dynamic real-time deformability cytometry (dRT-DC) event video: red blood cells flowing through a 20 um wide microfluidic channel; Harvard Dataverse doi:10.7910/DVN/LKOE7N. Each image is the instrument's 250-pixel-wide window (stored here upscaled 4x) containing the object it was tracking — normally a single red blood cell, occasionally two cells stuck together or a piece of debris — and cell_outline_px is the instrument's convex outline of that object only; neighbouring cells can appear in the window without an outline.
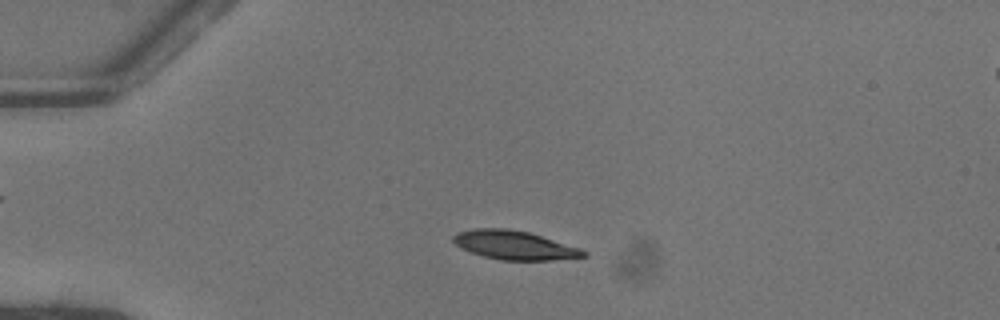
{"species": "common noctule bat (a hibernating species)", "species_latin": "Nyctalus noctula", "temperature_condition": "warm", "stored_images_in_passage": 51, "camera_frame_rate_fps": 3000, "um_per_image_px": 0.085, "animal": {"sex": "female"}, "frame": {"image": 1, "passage_image": 13, "time_ms": 4.0, "image_size_px": [1000, 320], "cell_outline_px": [[588, 256], [552, 260], [500, 260], [484, 256], [460, 248], [452, 240], [452, 236], [456, 232], [472, 228], [508, 228], [528, 232], [580, 248], [588, 252]], "centroid_in_image_um": [43.7, 20.83], "position_along_channel_um": 41.3, "area_um2": 21.91}}
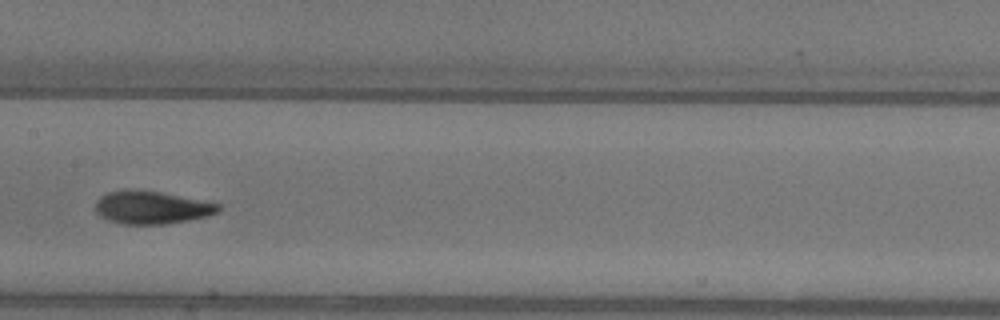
{"frame": {"image": 2, "passage_image": 27, "time_ms": 8.667, "image_size_px": [1000, 320], "cell_outline_px": [[220, 212], [188, 220], [168, 224], [124, 224], [108, 220], [100, 216], [96, 212], [96, 200], [100, 196], [108, 192], [160, 192], [220, 204]], "centroid_in_image_um": [12.9, 17.67], "position_along_channel_um": 194.5, "area_um2": 22.77}}
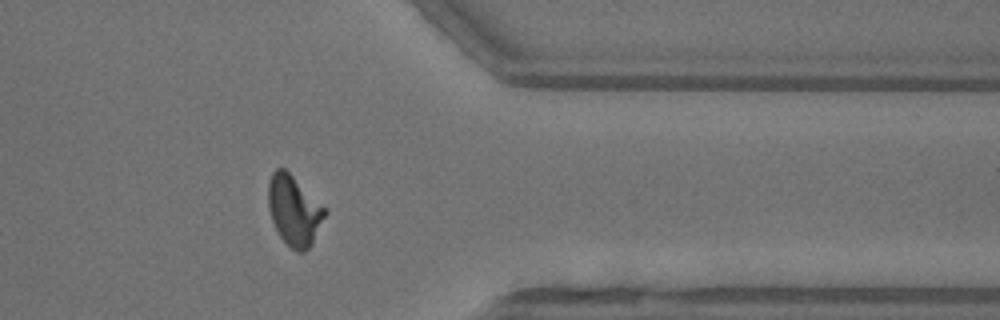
{"frame": {"image": 3, "passage_image": 42, "time_ms": 13.667, "image_size_px": [1000, 320], "cell_outline_px": [[328, 212], [312, 244], [304, 252], [296, 252], [280, 236], [272, 220], [268, 208], [268, 184], [272, 172], [276, 168], [284, 168], [328, 208]], "centroid_in_image_um": [25.03, 17.88], "position_along_channel_um": 386.4, "area_um2": 23.29}, "authors_computed_cell_mechanics": {"area_um2": 22.3686, "velocity_mm_per_s": 4.0628, "shape_relaxation_time_tau1_ms": 3.1157, "shape_relaxation_time_tau2_ms": 1.7656, "deformation_change_tau1": 0.1684, "deformation_change_tau2": 0.0611}}